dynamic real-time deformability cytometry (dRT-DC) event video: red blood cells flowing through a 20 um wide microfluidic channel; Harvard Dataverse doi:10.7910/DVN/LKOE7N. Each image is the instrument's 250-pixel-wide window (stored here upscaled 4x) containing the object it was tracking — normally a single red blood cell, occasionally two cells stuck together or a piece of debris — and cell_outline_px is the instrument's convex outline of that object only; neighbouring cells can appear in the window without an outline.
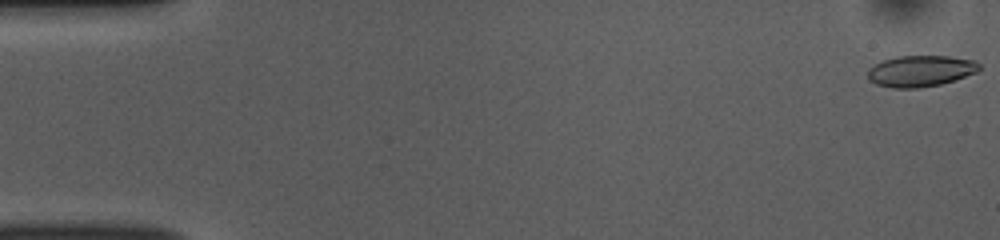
{"species": "common noctule bat (a hibernating species)", "species_latin": "Nyctalus noctula", "temperature_condition": "room temperature", "stored_images_in_passage": 52, "camera_frame_rate_fps": 3000, "um_per_image_px": 0.085, "animal": {"sex": "female", "body_mass_g": 10.0, "forearm_length_mm": 53.1}, "frame": {"image": 1, "passage_image": 1, "time_ms": 0.0, "image_size_px": [1000, 240], "cell_outline_px": [[980, 68], [976, 72], [956, 80], [940, 84], [920, 88], [892, 88], [876, 84], [868, 80], [868, 68], [884, 60], [896, 56], [948, 56], [976, 60], [980, 64]], "centroid_in_image_um": [78.25, 6.04], "position_along_channel_um": 6.7, "area_um2": 20.4}}
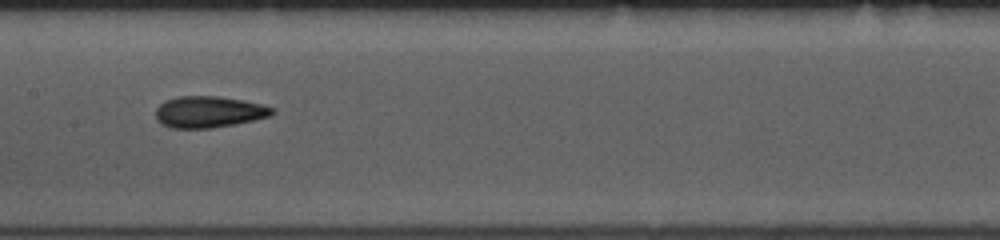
{"frame": {"image": 2, "passage_image": 26, "time_ms": 8.333, "image_size_px": [1000, 240], "cell_outline_px": [[276, 112], [268, 116], [252, 120], [212, 128], [172, 128], [160, 124], [156, 116], [156, 108], [164, 100], [180, 96], [216, 96], [244, 100], [276, 108]], "centroid_in_image_um": [17.73, 9.5], "position_along_channel_um": 189.7, "area_um2": 21.27}}
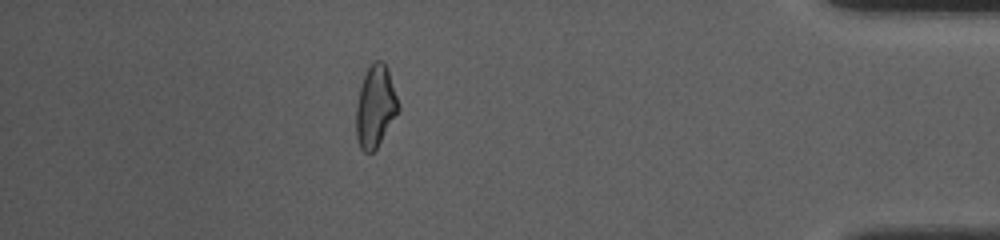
{"frame": {"image": 3, "passage_image": 46, "time_ms": 15.0, "image_size_px": [1000, 240], "cell_outline_px": [[400, 108], [376, 148], [372, 152], [364, 152], [360, 148], [356, 136], [356, 104], [360, 88], [364, 76], [368, 68], [376, 60], [384, 60], [388, 68], [400, 104]], "centroid_in_image_um": [31.91, 9.02], "position_along_channel_um": 403.3, "area_um2": 20.06}, "authors_computed_cell_mechanics": {"area_um2": 20.8658, "velocity_mm_per_s": 3.8725, "shape_relaxation_time_tau1_ms": 6.9058, "shape_relaxation_time_tau2_ms": 2.1682, "deformation_change_tau1": 0.1824, "deformation_change_tau2": 0.0811}}